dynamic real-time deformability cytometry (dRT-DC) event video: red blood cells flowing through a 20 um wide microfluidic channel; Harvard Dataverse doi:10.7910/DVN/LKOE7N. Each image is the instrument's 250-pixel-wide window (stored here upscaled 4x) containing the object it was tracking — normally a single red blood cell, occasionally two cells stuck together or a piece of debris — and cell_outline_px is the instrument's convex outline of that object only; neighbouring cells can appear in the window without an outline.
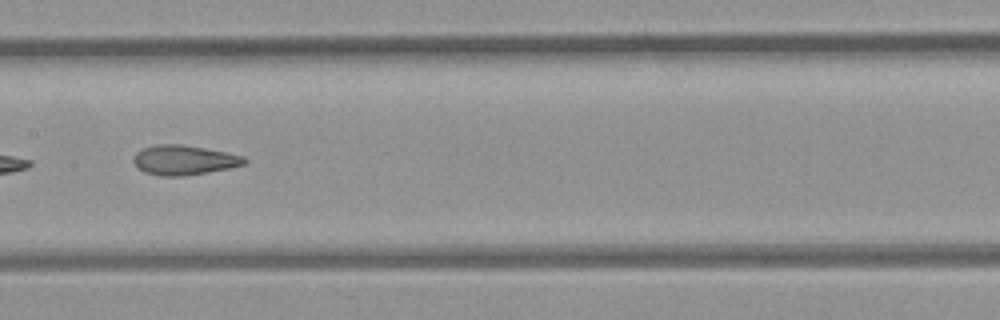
{"species": "common noctule bat (a hibernating species)", "species_latin": "Nyctalus noctula", "temperature_condition": "room temperature", "stored_images_in_passage": 15, "camera_frame_rate_fps": 3000, "um_per_image_px": 0.085, "animal": {"sex": "female", "body_mass_g": 21.9}, "frame": {"image": 1, "passage_image": 7, "time_ms": 7.667, "image_size_px": [1000, 320], "cell_outline_px": [[248, 160], [244, 164], [228, 168], [208, 172], [184, 176], [160, 176], [144, 172], [132, 160], [136, 152], [140, 148], [156, 144], [184, 144], [244, 156]], "centroid_in_image_um": [15.61, 13.6], "position_along_channel_um": 191.8, "area_um2": 19.19}}
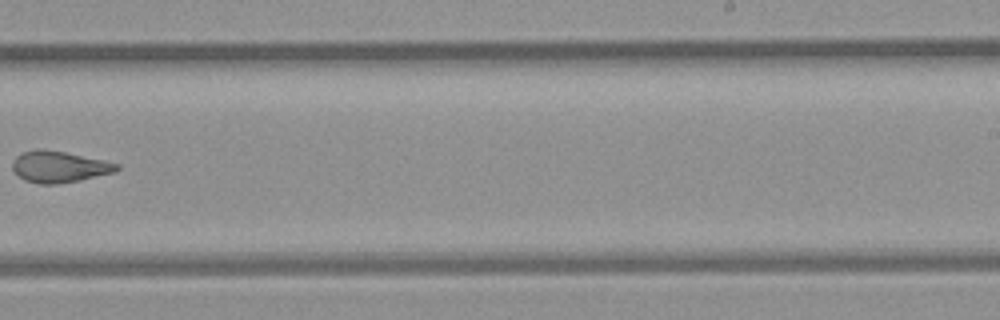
{"frame": {"image": 2, "passage_image": 9, "time_ms": 10.0, "image_size_px": [1000, 320], "cell_outline_px": [[120, 168], [116, 172], [80, 180], [56, 184], [40, 184], [24, 180], [12, 168], [12, 164], [16, 156], [20, 152], [64, 152], [104, 160], [120, 164]], "centroid_in_image_um": [5.09, 14.22], "position_along_channel_um": 283.9, "area_um2": 18.44}}
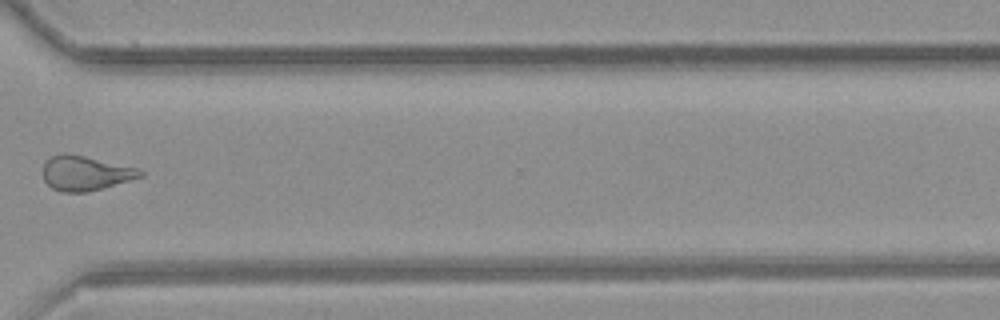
{"frame": {"image": 3, "passage_image": 11, "time_ms": 12.0, "image_size_px": [1000, 320], "cell_outline_px": [[144, 176], [88, 192], [60, 192], [52, 188], [44, 180], [44, 160], [60, 152], [68, 152], [136, 168], [144, 172]], "centroid_in_image_um": [7.22, 14.71], "position_along_channel_um": 363.4, "area_um2": 19.65}}